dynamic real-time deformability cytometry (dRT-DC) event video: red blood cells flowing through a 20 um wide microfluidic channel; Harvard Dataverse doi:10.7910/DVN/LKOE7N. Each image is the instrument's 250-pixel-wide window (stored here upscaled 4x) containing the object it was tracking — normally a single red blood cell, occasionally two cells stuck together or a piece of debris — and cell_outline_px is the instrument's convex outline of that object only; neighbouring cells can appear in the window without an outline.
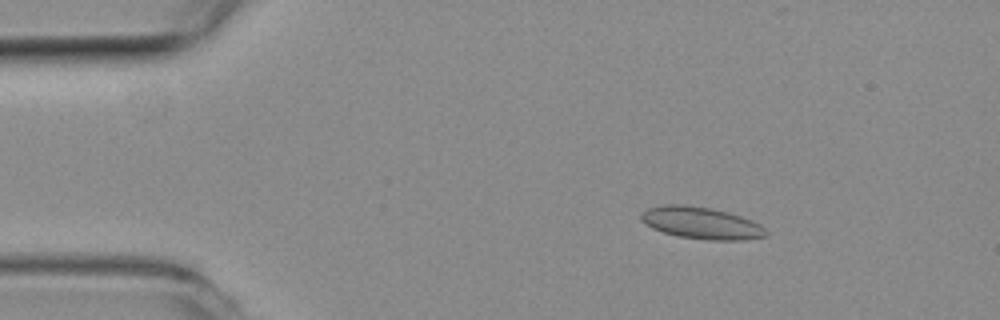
{"species": "common noctule bat (a hibernating species)", "species_latin": "Nyctalus noctula", "temperature_condition": "room temperature", "stored_images_in_passage": 52, "camera_frame_rate_fps": 3000, "um_per_image_px": 0.085, "animal": {"sex": "female", "body_mass_g": 19.3, "forearm_length_mm": 54.1}, "frame": {"image": 1, "passage_image": 8, "time_ms": 2.333, "image_size_px": [1000, 320], "cell_outline_px": [[768, 236], [744, 240], [708, 240], [676, 236], [652, 228], [640, 220], [640, 216], [648, 208], [664, 204], [684, 204], [712, 208], [728, 212], [752, 220], [760, 224], [768, 232]], "centroid_in_image_um": [59.63, 18.95], "position_along_channel_um": 25.4, "area_um2": 23.41}}
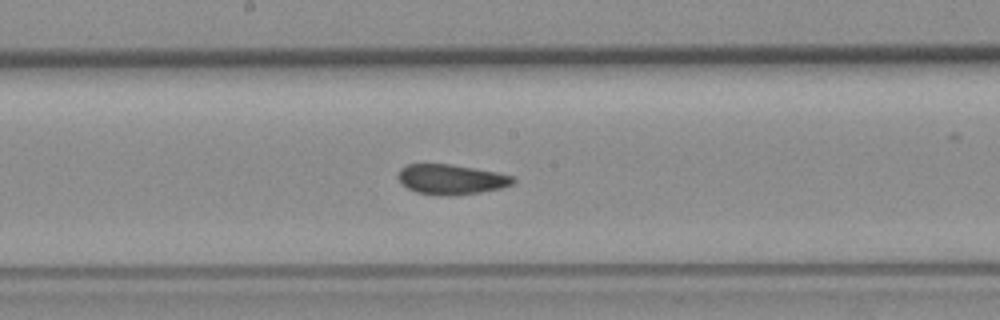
{"frame": {"image": 2, "passage_image": 27, "time_ms": 8.667, "image_size_px": [1000, 320], "cell_outline_px": [[516, 180], [512, 184], [500, 188], [480, 192], [452, 196], [440, 196], [416, 192], [400, 184], [396, 176], [400, 168], [408, 164], [452, 164], [496, 172], [516, 176]], "centroid_in_image_um": [38.32, 15.25], "position_along_channel_um": 209.9, "area_um2": 20.4}}
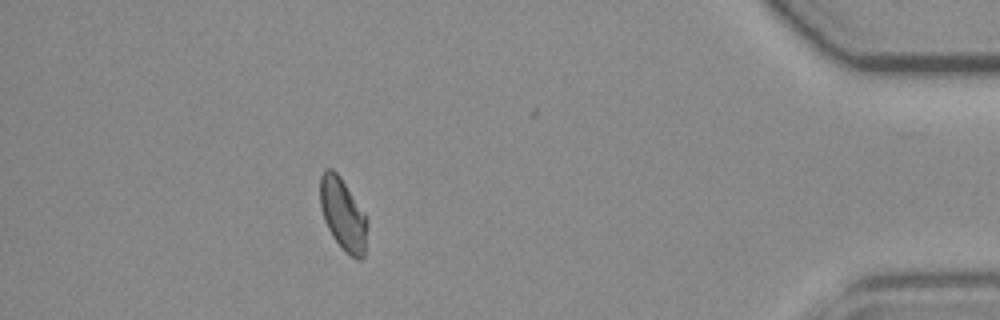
{"frame": {"image": 3, "passage_image": 46, "time_ms": 15.0, "image_size_px": [1000, 320], "cell_outline_px": [[368, 220], [364, 256], [360, 260], [356, 260], [344, 252], [332, 236], [324, 220], [320, 208], [320, 176], [324, 168], [332, 168], [340, 176]], "centroid_in_image_um": [29.13, 18.24], "position_along_channel_um": 406.1, "area_um2": 19.88}, "authors_computed_cell_mechanics": {"area_um2": 20.6635, "velocity_mm_per_s": 3.9726, "shape_relaxation_time_tau1_ms": null, "shape_relaxation_time_tau2_ms": 1.4757, "deformation_change_tau1": null, "deformation_change_tau2": 0.06}}